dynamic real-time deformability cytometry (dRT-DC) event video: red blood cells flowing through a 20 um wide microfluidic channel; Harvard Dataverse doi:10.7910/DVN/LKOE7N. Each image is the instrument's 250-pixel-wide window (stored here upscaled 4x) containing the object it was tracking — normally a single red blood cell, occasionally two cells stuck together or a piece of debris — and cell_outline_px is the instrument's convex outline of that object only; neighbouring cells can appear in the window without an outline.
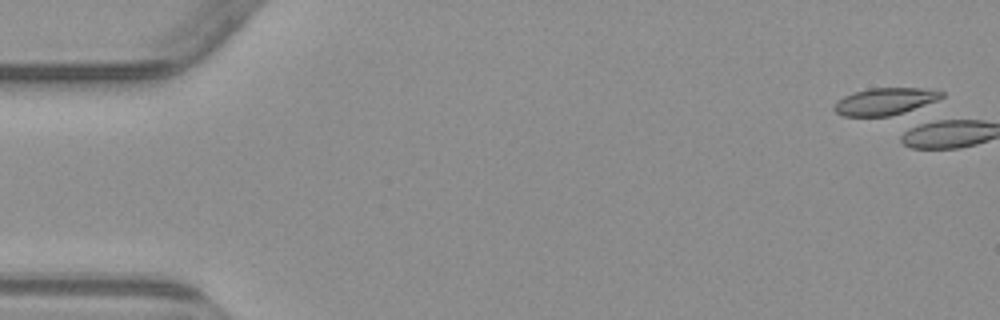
{"species": "common noctule bat (a hibernating species)", "species_latin": "Nyctalus noctula", "temperature_condition": "warm", "stored_images_in_passage": 6, "segment_of_instrument_passage": [1, 2], "camera_frame_rate_fps": 3000, "um_per_image_px": 0.085, "animal": {"sex": "male", "body_mass_g": 23.1, "forearm_length_mm": 52.7}, "frame": {"image": 1, "passage_image": 1, "time_ms": 0.0, "image_size_px": [1000, 320], "cell_outline_px": [[944, 96], [904, 116], [840, 116], [832, 108], [836, 100], [852, 92], [868, 88], [932, 88], [944, 92]], "centroid_in_image_um": [75.26, 8.64], "position_along_channel_um": 9.7, "area_um2": 17.74}}
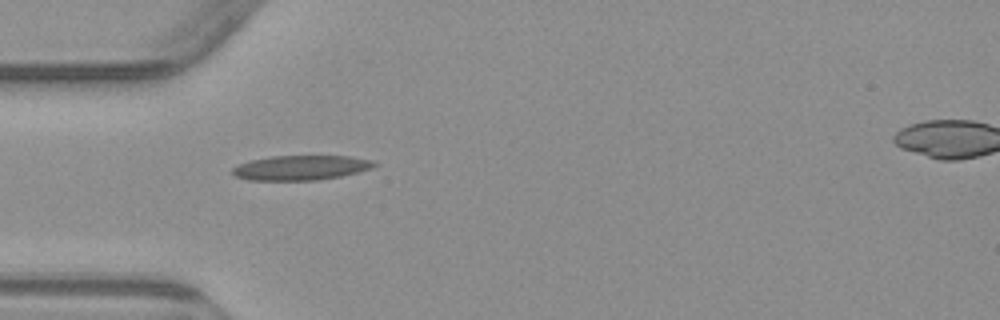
{"frame": {"image": 2, "passage_image": 5, "time_ms": 5.667, "image_size_px": [1000, 320], "cell_outline_px": [[380, 164], [372, 168], [340, 176], [316, 180], [248, 180], [236, 176], [232, 172], [232, 168], [240, 164], [252, 160], [272, 156], [348, 156], [372, 160]], "centroid_in_image_um": [25.6, 14.25], "position_along_channel_um": 59.4, "area_um2": 20.23}}